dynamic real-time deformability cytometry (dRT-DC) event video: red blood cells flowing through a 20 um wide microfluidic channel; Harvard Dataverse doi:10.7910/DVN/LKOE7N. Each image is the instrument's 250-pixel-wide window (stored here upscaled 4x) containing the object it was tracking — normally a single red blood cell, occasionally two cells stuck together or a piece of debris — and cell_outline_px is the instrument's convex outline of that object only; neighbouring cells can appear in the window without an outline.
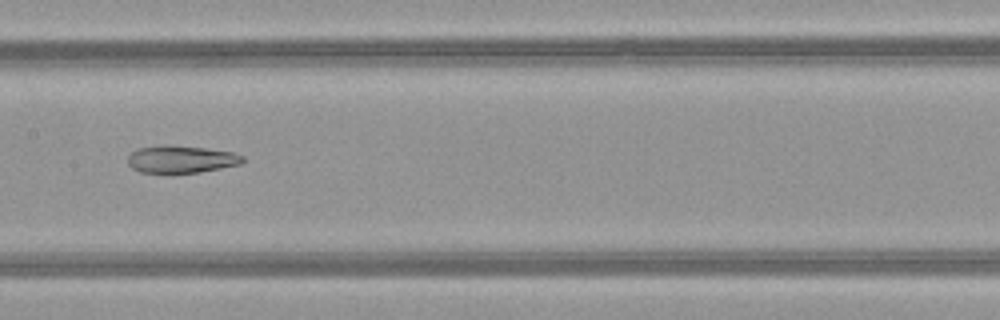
{"species": "common noctule bat (a hibernating species)", "species_latin": "Nyctalus noctula", "temperature_condition": "warm", "stored_images_in_passage": 46, "camera_frame_rate_fps": 3000, "um_per_image_px": 0.085, "animal": {"sex": "female", "body_mass_g": 21.9}, "frame": {"image": 1, "passage_image": 21, "time_ms": 6.667, "image_size_px": [1000, 320], "cell_outline_px": [[244, 160], [240, 164], [200, 172], [140, 172], [132, 168], [128, 164], [128, 156], [136, 148], [164, 144], [204, 148], [232, 152], [244, 156]], "centroid_in_image_um": [15.37, 13.52], "position_along_channel_um": 192.0, "area_um2": 18.21}}
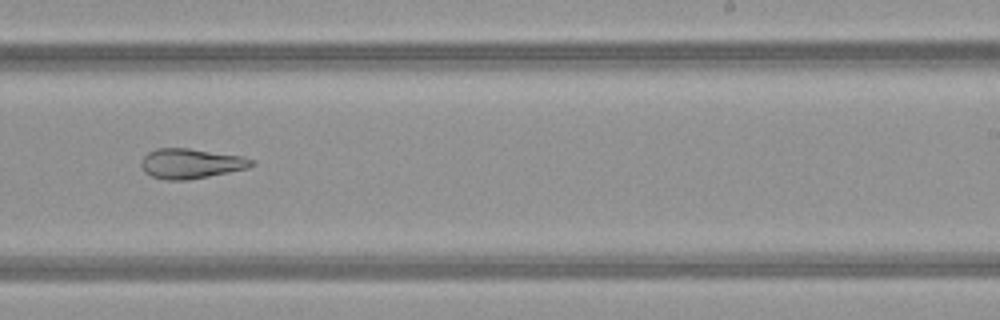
{"frame": {"image": 2, "passage_image": 27, "time_ms": 8.667, "image_size_px": [1000, 320], "cell_outline_px": [[256, 164], [248, 168], [188, 180], [168, 180], [152, 176], [144, 172], [140, 164], [144, 156], [148, 152], [156, 148], [188, 148], [244, 156], [256, 160]], "centroid_in_image_um": [16.25, 13.89], "position_along_channel_um": 272.7, "area_um2": 19.36}}
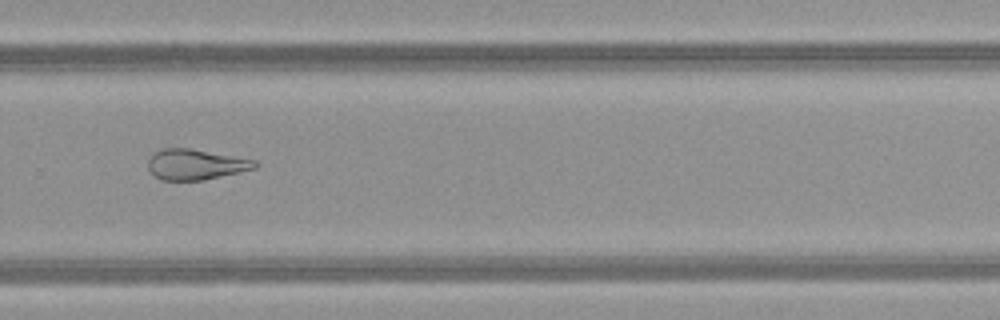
{"frame": {"image": 3, "passage_image": 30, "time_ms": 9.667, "image_size_px": [1000, 320], "cell_outline_px": [[260, 164], [256, 168], [240, 172], [204, 180], [160, 180], [148, 168], [148, 160], [152, 152], [164, 148], [188, 148], [256, 160]], "centroid_in_image_um": [16.63, 13.98], "position_along_channel_um": 313.2, "area_um2": 19.02}, "authors_computed_cell_mechanics": {"area_um2": 23.6402, "velocity_mm_per_s": 4.0505, "shape_relaxation_time_tau1_ms": null, "shape_relaxation_time_tau2_ms": 3.8637, "deformation_change_tau1": null, "deformation_change_tau2": 0.1328}}